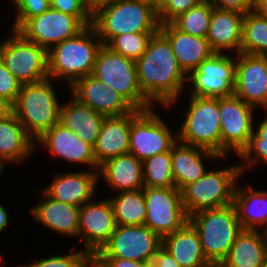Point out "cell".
I'll return each instance as SVG.
<instances>
[{
    "label": "cell",
    "mask_w": 267,
    "mask_h": 267,
    "mask_svg": "<svg viewBox=\"0 0 267 267\" xmlns=\"http://www.w3.org/2000/svg\"><path fill=\"white\" fill-rule=\"evenodd\" d=\"M145 226L161 238L181 229L189 220L176 187H144Z\"/></svg>",
    "instance_id": "7c38bea8"
},
{
    "label": "cell",
    "mask_w": 267,
    "mask_h": 267,
    "mask_svg": "<svg viewBox=\"0 0 267 267\" xmlns=\"http://www.w3.org/2000/svg\"><path fill=\"white\" fill-rule=\"evenodd\" d=\"M100 172H76L57 175L54 181L44 190L50 198L81 207L90 201L94 194L97 177Z\"/></svg>",
    "instance_id": "7402d4cb"
},
{
    "label": "cell",
    "mask_w": 267,
    "mask_h": 267,
    "mask_svg": "<svg viewBox=\"0 0 267 267\" xmlns=\"http://www.w3.org/2000/svg\"><path fill=\"white\" fill-rule=\"evenodd\" d=\"M257 14L267 18V0H254V8Z\"/></svg>",
    "instance_id": "7dc6e473"
},
{
    "label": "cell",
    "mask_w": 267,
    "mask_h": 267,
    "mask_svg": "<svg viewBox=\"0 0 267 267\" xmlns=\"http://www.w3.org/2000/svg\"><path fill=\"white\" fill-rule=\"evenodd\" d=\"M140 1L147 2V3L151 4V5H153L154 7H156L157 9L159 8V6L162 3V0H140Z\"/></svg>",
    "instance_id": "f907efd6"
},
{
    "label": "cell",
    "mask_w": 267,
    "mask_h": 267,
    "mask_svg": "<svg viewBox=\"0 0 267 267\" xmlns=\"http://www.w3.org/2000/svg\"><path fill=\"white\" fill-rule=\"evenodd\" d=\"M204 0H162L158 8L160 24L171 23L180 14L199 5Z\"/></svg>",
    "instance_id": "f35d334b"
},
{
    "label": "cell",
    "mask_w": 267,
    "mask_h": 267,
    "mask_svg": "<svg viewBox=\"0 0 267 267\" xmlns=\"http://www.w3.org/2000/svg\"><path fill=\"white\" fill-rule=\"evenodd\" d=\"M156 32L129 33L114 37L107 46L126 58L137 61L146 51L149 40Z\"/></svg>",
    "instance_id": "d590c367"
},
{
    "label": "cell",
    "mask_w": 267,
    "mask_h": 267,
    "mask_svg": "<svg viewBox=\"0 0 267 267\" xmlns=\"http://www.w3.org/2000/svg\"><path fill=\"white\" fill-rule=\"evenodd\" d=\"M234 95L252 107L267 109V55L239 53Z\"/></svg>",
    "instance_id": "2e32d148"
},
{
    "label": "cell",
    "mask_w": 267,
    "mask_h": 267,
    "mask_svg": "<svg viewBox=\"0 0 267 267\" xmlns=\"http://www.w3.org/2000/svg\"><path fill=\"white\" fill-rule=\"evenodd\" d=\"M254 109L235 95L219 98L221 157H225L229 149L240 154L247 146L254 132L252 124Z\"/></svg>",
    "instance_id": "9a60e30c"
},
{
    "label": "cell",
    "mask_w": 267,
    "mask_h": 267,
    "mask_svg": "<svg viewBox=\"0 0 267 267\" xmlns=\"http://www.w3.org/2000/svg\"><path fill=\"white\" fill-rule=\"evenodd\" d=\"M117 226L144 225L147 215L144 188L122 191L115 198L109 199Z\"/></svg>",
    "instance_id": "1f68e13d"
},
{
    "label": "cell",
    "mask_w": 267,
    "mask_h": 267,
    "mask_svg": "<svg viewBox=\"0 0 267 267\" xmlns=\"http://www.w3.org/2000/svg\"><path fill=\"white\" fill-rule=\"evenodd\" d=\"M189 105V112L177 139L221 157L219 98L192 96Z\"/></svg>",
    "instance_id": "ba28073f"
},
{
    "label": "cell",
    "mask_w": 267,
    "mask_h": 267,
    "mask_svg": "<svg viewBox=\"0 0 267 267\" xmlns=\"http://www.w3.org/2000/svg\"><path fill=\"white\" fill-rule=\"evenodd\" d=\"M71 89L72 96L80 103L106 117L123 116L134 110L118 92L106 87L92 74L78 79Z\"/></svg>",
    "instance_id": "ac0fdd59"
},
{
    "label": "cell",
    "mask_w": 267,
    "mask_h": 267,
    "mask_svg": "<svg viewBox=\"0 0 267 267\" xmlns=\"http://www.w3.org/2000/svg\"><path fill=\"white\" fill-rule=\"evenodd\" d=\"M22 84L6 68L0 58V96L12 105L16 102Z\"/></svg>",
    "instance_id": "60d3db41"
},
{
    "label": "cell",
    "mask_w": 267,
    "mask_h": 267,
    "mask_svg": "<svg viewBox=\"0 0 267 267\" xmlns=\"http://www.w3.org/2000/svg\"><path fill=\"white\" fill-rule=\"evenodd\" d=\"M110 200L87 202L79 209V236L85 242L84 251L92 256L109 241L116 229Z\"/></svg>",
    "instance_id": "e0dca14e"
},
{
    "label": "cell",
    "mask_w": 267,
    "mask_h": 267,
    "mask_svg": "<svg viewBox=\"0 0 267 267\" xmlns=\"http://www.w3.org/2000/svg\"><path fill=\"white\" fill-rule=\"evenodd\" d=\"M162 247L180 267H213L203 253L196 229L189 222L181 229L162 237Z\"/></svg>",
    "instance_id": "cb8c5ba5"
},
{
    "label": "cell",
    "mask_w": 267,
    "mask_h": 267,
    "mask_svg": "<svg viewBox=\"0 0 267 267\" xmlns=\"http://www.w3.org/2000/svg\"><path fill=\"white\" fill-rule=\"evenodd\" d=\"M18 16L12 30H17L27 19L41 15L50 8V0H13Z\"/></svg>",
    "instance_id": "ab89813d"
},
{
    "label": "cell",
    "mask_w": 267,
    "mask_h": 267,
    "mask_svg": "<svg viewBox=\"0 0 267 267\" xmlns=\"http://www.w3.org/2000/svg\"><path fill=\"white\" fill-rule=\"evenodd\" d=\"M191 96L222 98L234 95L236 62L225 54L214 53L193 70Z\"/></svg>",
    "instance_id": "5bb4252c"
},
{
    "label": "cell",
    "mask_w": 267,
    "mask_h": 267,
    "mask_svg": "<svg viewBox=\"0 0 267 267\" xmlns=\"http://www.w3.org/2000/svg\"><path fill=\"white\" fill-rule=\"evenodd\" d=\"M70 103L60 106L59 124L72 130L83 141L94 147L106 116L80 103L75 97Z\"/></svg>",
    "instance_id": "4316f807"
},
{
    "label": "cell",
    "mask_w": 267,
    "mask_h": 267,
    "mask_svg": "<svg viewBox=\"0 0 267 267\" xmlns=\"http://www.w3.org/2000/svg\"><path fill=\"white\" fill-rule=\"evenodd\" d=\"M143 94L152 102L172 105L187 80L173 53L169 40L160 32L153 34L146 51L136 61Z\"/></svg>",
    "instance_id": "6da1fadb"
},
{
    "label": "cell",
    "mask_w": 267,
    "mask_h": 267,
    "mask_svg": "<svg viewBox=\"0 0 267 267\" xmlns=\"http://www.w3.org/2000/svg\"><path fill=\"white\" fill-rule=\"evenodd\" d=\"M92 25L104 45L116 36L160 29L158 9L140 0H114L92 16Z\"/></svg>",
    "instance_id": "7a4b0ae2"
},
{
    "label": "cell",
    "mask_w": 267,
    "mask_h": 267,
    "mask_svg": "<svg viewBox=\"0 0 267 267\" xmlns=\"http://www.w3.org/2000/svg\"><path fill=\"white\" fill-rule=\"evenodd\" d=\"M92 24V16H71L51 7L41 15L27 19L16 31L47 51Z\"/></svg>",
    "instance_id": "30bf717a"
},
{
    "label": "cell",
    "mask_w": 267,
    "mask_h": 267,
    "mask_svg": "<svg viewBox=\"0 0 267 267\" xmlns=\"http://www.w3.org/2000/svg\"><path fill=\"white\" fill-rule=\"evenodd\" d=\"M267 55V18L251 10L243 19L241 52Z\"/></svg>",
    "instance_id": "d6a6232c"
},
{
    "label": "cell",
    "mask_w": 267,
    "mask_h": 267,
    "mask_svg": "<svg viewBox=\"0 0 267 267\" xmlns=\"http://www.w3.org/2000/svg\"><path fill=\"white\" fill-rule=\"evenodd\" d=\"M213 8L209 0H204L199 5L180 14L171 23L181 32L206 38Z\"/></svg>",
    "instance_id": "836d02e7"
},
{
    "label": "cell",
    "mask_w": 267,
    "mask_h": 267,
    "mask_svg": "<svg viewBox=\"0 0 267 267\" xmlns=\"http://www.w3.org/2000/svg\"><path fill=\"white\" fill-rule=\"evenodd\" d=\"M214 8L247 13L253 10L254 0H209Z\"/></svg>",
    "instance_id": "7bdbcfd3"
},
{
    "label": "cell",
    "mask_w": 267,
    "mask_h": 267,
    "mask_svg": "<svg viewBox=\"0 0 267 267\" xmlns=\"http://www.w3.org/2000/svg\"><path fill=\"white\" fill-rule=\"evenodd\" d=\"M50 7L71 16H92L82 0H50Z\"/></svg>",
    "instance_id": "b9f144b4"
},
{
    "label": "cell",
    "mask_w": 267,
    "mask_h": 267,
    "mask_svg": "<svg viewBox=\"0 0 267 267\" xmlns=\"http://www.w3.org/2000/svg\"><path fill=\"white\" fill-rule=\"evenodd\" d=\"M12 112V104L0 96V117H4Z\"/></svg>",
    "instance_id": "c3c4849f"
},
{
    "label": "cell",
    "mask_w": 267,
    "mask_h": 267,
    "mask_svg": "<svg viewBox=\"0 0 267 267\" xmlns=\"http://www.w3.org/2000/svg\"><path fill=\"white\" fill-rule=\"evenodd\" d=\"M202 153V154H201ZM202 155L207 158H220L216 153L193 145L177 142L171 148L172 175L175 186L180 191L189 183L200 179L205 171Z\"/></svg>",
    "instance_id": "484cf974"
},
{
    "label": "cell",
    "mask_w": 267,
    "mask_h": 267,
    "mask_svg": "<svg viewBox=\"0 0 267 267\" xmlns=\"http://www.w3.org/2000/svg\"><path fill=\"white\" fill-rule=\"evenodd\" d=\"M244 16L241 12L213 8L206 38L215 53L233 48L238 54L241 52Z\"/></svg>",
    "instance_id": "603a6c76"
},
{
    "label": "cell",
    "mask_w": 267,
    "mask_h": 267,
    "mask_svg": "<svg viewBox=\"0 0 267 267\" xmlns=\"http://www.w3.org/2000/svg\"><path fill=\"white\" fill-rule=\"evenodd\" d=\"M162 119L153 109L140 110L132 119L129 132V153L140 161L171 151L176 143Z\"/></svg>",
    "instance_id": "4fadbf2b"
},
{
    "label": "cell",
    "mask_w": 267,
    "mask_h": 267,
    "mask_svg": "<svg viewBox=\"0 0 267 267\" xmlns=\"http://www.w3.org/2000/svg\"><path fill=\"white\" fill-rule=\"evenodd\" d=\"M92 75L118 92L134 109H151L137 76L136 61L114 52L107 45L98 51Z\"/></svg>",
    "instance_id": "8992f818"
},
{
    "label": "cell",
    "mask_w": 267,
    "mask_h": 267,
    "mask_svg": "<svg viewBox=\"0 0 267 267\" xmlns=\"http://www.w3.org/2000/svg\"><path fill=\"white\" fill-rule=\"evenodd\" d=\"M159 31L169 40L178 64L186 75L215 53L207 38L181 32L172 23L160 24Z\"/></svg>",
    "instance_id": "ffe728a7"
},
{
    "label": "cell",
    "mask_w": 267,
    "mask_h": 267,
    "mask_svg": "<svg viewBox=\"0 0 267 267\" xmlns=\"http://www.w3.org/2000/svg\"><path fill=\"white\" fill-rule=\"evenodd\" d=\"M251 152H255L259 160L267 162V115L258 127L257 132L251 134L247 146L239 154L242 158L248 160L249 166L257 162L255 159L250 160Z\"/></svg>",
    "instance_id": "8d00e7d4"
},
{
    "label": "cell",
    "mask_w": 267,
    "mask_h": 267,
    "mask_svg": "<svg viewBox=\"0 0 267 267\" xmlns=\"http://www.w3.org/2000/svg\"><path fill=\"white\" fill-rule=\"evenodd\" d=\"M105 181L115 190L133 191L144 188L143 162L127 153L107 159L99 165Z\"/></svg>",
    "instance_id": "d4e9b609"
},
{
    "label": "cell",
    "mask_w": 267,
    "mask_h": 267,
    "mask_svg": "<svg viewBox=\"0 0 267 267\" xmlns=\"http://www.w3.org/2000/svg\"><path fill=\"white\" fill-rule=\"evenodd\" d=\"M266 225V230H264V237L267 239V223L265 224Z\"/></svg>",
    "instance_id": "f5cc1de1"
},
{
    "label": "cell",
    "mask_w": 267,
    "mask_h": 267,
    "mask_svg": "<svg viewBox=\"0 0 267 267\" xmlns=\"http://www.w3.org/2000/svg\"><path fill=\"white\" fill-rule=\"evenodd\" d=\"M3 167H4V165H2V164L0 163V174H1V172L3 171Z\"/></svg>",
    "instance_id": "db71d44e"
},
{
    "label": "cell",
    "mask_w": 267,
    "mask_h": 267,
    "mask_svg": "<svg viewBox=\"0 0 267 267\" xmlns=\"http://www.w3.org/2000/svg\"><path fill=\"white\" fill-rule=\"evenodd\" d=\"M188 222L196 229L203 253L213 267L226 259L232 244L242 231L234 204L203 209L189 215Z\"/></svg>",
    "instance_id": "277c9868"
},
{
    "label": "cell",
    "mask_w": 267,
    "mask_h": 267,
    "mask_svg": "<svg viewBox=\"0 0 267 267\" xmlns=\"http://www.w3.org/2000/svg\"><path fill=\"white\" fill-rule=\"evenodd\" d=\"M45 200L31 209L33 216L48 228L65 235H79V209L54 200L45 193Z\"/></svg>",
    "instance_id": "f546056e"
},
{
    "label": "cell",
    "mask_w": 267,
    "mask_h": 267,
    "mask_svg": "<svg viewBox=\"0 0 267 267\" xmlns=\"http://www.w3.org/2000/svg\"><path fill=\"white\" fill-rule=\"evenodd\" d=\"M235 188L233 204L242 229L256 230L267 223V191Z\"/></svg>",
    "instance_id": "4dcf8cb0"
},
{
    "label": "cell",
    "mask_w": 267,
    "mask_h": 267,
    "mask_svg": "<svg viewBox=\"0 0 267 267\" xmlns=\"http://www.w3.org/2000/svg\"><path fill=\"white\" fill-rule=\"evenodd\" d=\"M93 37L98 40L94 41ZM102 45V41L91 24L77 35L51 47L47 51L49 78L64 77L69 86H72L78 79L92 74L98 51Z\"/></svg>",
    "instance_id": "3957f363"
},
{
    "label": "cell",
    "mask_w": 267,
    "mask_h": 267,
    "mask_svg": "<svg viewBox=\"0 0 267 267\" xmlns=\"http://www.w3.org/2000/svg\"><path fill=\"white\" fill-rule=\"evenodd\" d=\"M8 224V216L2 205H0V232L4 230V228Z\"/></svg>",
    "instance_id": "681fc988"
},
{
    "label": "cell",
    "mask_w": 267,
    "mask_h": 267,
    "mask_svg": "<svg viewBox=\"0 0 267 267\" xmlns=\"http://www.w3.org/2000/svg\"><path fill=\"white\" fill-rule=\"evenodd\" d=\"M257 230L242 229L219 267H261L267 257V239Z\"/></svg>",
    "instance_id": "83f0119b"
},
{
    "label": "cell",
    "mask_w": 267,
    "mask_h": 267,
    "mask_svg": "<svg viewBox=\"0 0 267 267\" xmlns=\"http://www.w3.org/2000/svg\"><path fill=\"white\" fill-rule=\"evenodd\" d=\"M261 267H267V257L265 258L263 265Z\"/></svg>",
    "instance_id": "816d5d0a"
},
{
    "label": "cell",
    "mask_w": 267,
    "mask_h": 267,
    "mask_svg": "<svg viewBox=\"0 0 267 267\" xmlns=\"http://www.w3.org/2000/svg\"><path fill=\"white\" fill-rule=\"evenodd\" d=\"M139 111L134 109L123 116L105 117L93 147L94 158L98 165L112 157L129 153L131 119Z\"/></svg>",
    "instance_id": "d6986e66"
},
{
    "label": "cell",
    "mask_w": 267,
    "mask_h": 267,
    "mask_svg": "<svg viewBox=\"0 0 267 267\" xmlns=\"http://www.w3.org/2000/svg\"><path fill=\"white\" fill-rule=\"evenodd\" d=\"M49 78L21 86L12 111L24 126L26 133L39 139L59 123L60 106Z\"/></svg>",
    "instance_id": "5b68a950"
},
{
    "label": "cell",
    "mask_w": 267,
    "mask_h": 267,
    "mask_svg": "<svg viewBox=\"0 0 267 267\" xmlns=\"http://www.w3.org/2000/svg\"><path fill=\"white\" fill-rule=\"evenodd\" d=\"M247 168L245 165L206 172L182 190V203L187 215L203 209L221 208L233 203L235 181ZM235 186V187H234Z\"/></svg>",
    "instance_id": "52a82bcc"
},
{
    "label": "cell",
    "mask_w": 267,
    "mask_h": 267,
    "mask_svg": "<svg viewBox=\"0 0 267 267\" xmlns=\"http://www.w3.org/2000/svg\"><path fill=\"white\" fill-rule=\"evenodd\" d=\"M150 267H180L170 253L162 246L158 249L154 259L150 262Z\"/></svg>",
    "instance_id": "f6af8a7d"
},
{
    "label": "cell",
    "mask_w": 267,
    "mask_h": 267,
    "mask_svg": "<svg viewBox=\"0 0 267 267\" xmlns=\"http://www.w3.org/2000/svg\"><path fill=\"white\" fill-rule=\"evenodd\" d=\"M22 267H92V255L86 251H79L65 256L41 259L34 264Z\"/></svg>",
    "instance_id": "74e56055"
},
{
    "label": "cell",
    "mask_w": 267,
    "mask_h": 267,
    "mask_svg": "<svg viewBox=\"0 0 267 267\" xmlns=\"http://www.w3.org/2000/svg\"><path fill=\"white\" fill-rule=\"evenodd\" d=\"M114 0H82L84 7L93 16L99 9L107 6Z\"/></svg>",
    "instance_id": "bcb514c9"
},
{
    "label": "cell",
    "mask_w": 267,
    "mask_h": 267,
    "mask_svg": "<svg viewBox=\"0 0 267 267\" xmlns=\"http://www.w3.org/2000/svg\"><path fill=\"white\" fill-rule=\"evenodd\" d=\"M37 141L46 146L53 155L75 163H88L91 168L99 167L94 158L93 147L59 123L46 131Z\"/></svg>",
    "instance_id": "44dd1931"
},
{
    "label": "cell",
    "mask_w": 267,
    "mask_h": 267,
    "mask_svg": "<svg viewBox=\"0 0 267 267\" xmlns=\"http://www.w3.org/2000/svg\"><path fill=\"white\" fill-rule=\"evenodd\" d=\"M162 238L145 225L117 226L112 237L92 258H120L151 262Z\"/></svg>",
    "instance_id": "8fae6325"
},
{
    "label": "cell",
    "mask_w": 267,
    "mask_h": 267,
    "mask_svg": "<svg viewBox=\"0 0 267 267\" xmlns=\"http://www.w3.org/2000/svg\"><path fill=\"white\" fill-rule=\"evenodd\" d=\"M92 267H150V262L120 258H92Z\"/></svg>",
    "instance_id": "ee69618b"
},
{
    "label": "cell",
    "mask_w": 267,
    "mask_h": 267,
    "mask_svg": "<svg viewBox=\"0 0 267 267\" xmlns=\"http://www.w3.org/2000/svg\"><path fill=\"white\" fill-rule=\"evenodd\" d=\"M33 140L12 111L0 117V163L14 161L20 163L33 153Z\"/></svg>",
    "instance_id": "f1b7e54d"
},
{
    "label": "cell",
    "mask_w": 267,
    "mask_h": 267,
    "mask_svg": "<svg viewBox=\"0 0 267 267\" xmlns=\"http://www.w3.org/2000/svg\"><path fill=\"white\" fill-rule=\"evenodd\" d=\"M12 31V36L0 44V58L6 68L22 85L49 78L47 50Z\"/></svg>",
    "instance_id": "9c48e42d"
},
{
    "label": "cell",
    "mask_w": 267,
    "mask_h": 267,
    "mask_svg": "<svg viewBox=\"0 0 267 267\" xmlns=\"http://www.w3.org/2000/svg\"><path fill=\"white\" fill-rule=\"evenodd\" d=\"M144 187H176L172 175L171 151L143 161Z\"/></svg>",
    "instance_id": "e575fe53"
}]
</instances>
